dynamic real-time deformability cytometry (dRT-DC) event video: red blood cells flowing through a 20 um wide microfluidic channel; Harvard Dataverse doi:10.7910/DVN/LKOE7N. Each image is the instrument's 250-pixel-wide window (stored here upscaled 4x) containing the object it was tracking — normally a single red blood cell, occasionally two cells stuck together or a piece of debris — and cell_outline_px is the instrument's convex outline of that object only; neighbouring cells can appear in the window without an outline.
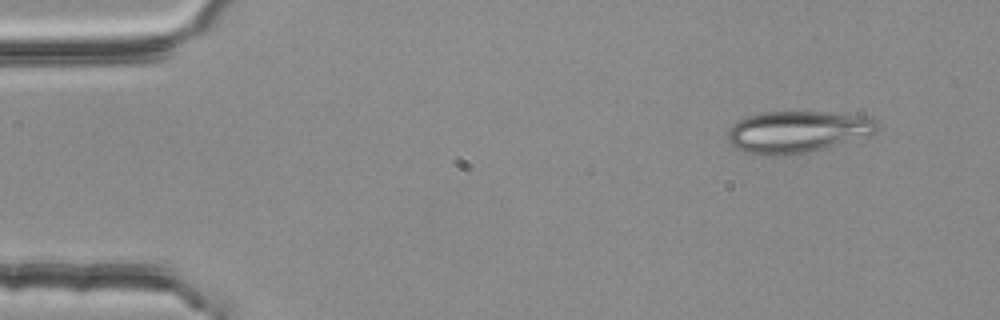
{"species": "common noctule bat (a hibernating species)", "species_latin": "Nyctalus noctula", "temperature_condition": "room temperature", "stored_images_in_passage": 3, "camera_frame_rate_fps": 3000, "um_per_image_px": 0.085, "animal": {"sex": "female", "body_mass_g": 25.1}, "frame": {"image": 1, "passage_image": 1, "time_ms": 0.0, "image_size_px": [1000, 320], "cell_outline_px": [[876, 132], [824, 148], [808, 152], [776, 156], [744, 152], [736, 148], [728, 140], [728, 128], [732, 124], [748, 116], [764, 112], [824, 112], [856, 116], [876, 120]], "centroid_in_image_um": [67.67, 11.21], "position_along_channel_um": 17.3, "area_um2": 35.49}}